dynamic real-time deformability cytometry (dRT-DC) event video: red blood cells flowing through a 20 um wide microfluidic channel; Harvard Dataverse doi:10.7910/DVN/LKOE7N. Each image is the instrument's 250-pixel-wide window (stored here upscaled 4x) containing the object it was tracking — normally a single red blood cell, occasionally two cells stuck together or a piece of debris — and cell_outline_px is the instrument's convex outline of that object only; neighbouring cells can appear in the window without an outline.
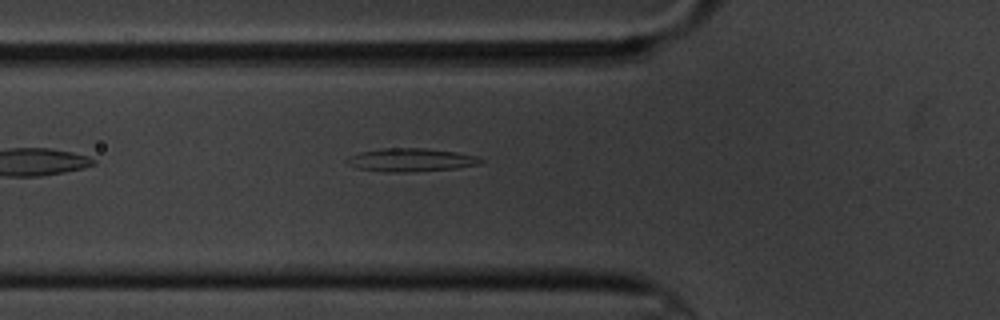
{"species": "common noctule bat (a hibernating species)", "species_latin": "Nyctalus noctula", "temperature_condition": "cold", "stored_images_in_passage": 6, "camera_frame_rate_fps": 3000, "um_per_image_px": 0.085, "animal": {"sex": "male", "body_mass_g": 20.1, "forearm_length_mm": 53.5}, "frame": {"image": 1, "passage_image": 6, "time_ms": 7.0, "image_size_px": [1000, 320], "cell_outline_px": [[484, 160], [480, 164], [456, 168], [408, 172], [384, 172], [356, 168], [348, 164], [344, 160], [348, 156], [360, 152], [380, 148], [424, 148], [456, 152], [476, 156]], "centroid_in_image_um": [34.87, 13.59], "position_along_channel_um": 90.9, "area_um2": 18.21}}